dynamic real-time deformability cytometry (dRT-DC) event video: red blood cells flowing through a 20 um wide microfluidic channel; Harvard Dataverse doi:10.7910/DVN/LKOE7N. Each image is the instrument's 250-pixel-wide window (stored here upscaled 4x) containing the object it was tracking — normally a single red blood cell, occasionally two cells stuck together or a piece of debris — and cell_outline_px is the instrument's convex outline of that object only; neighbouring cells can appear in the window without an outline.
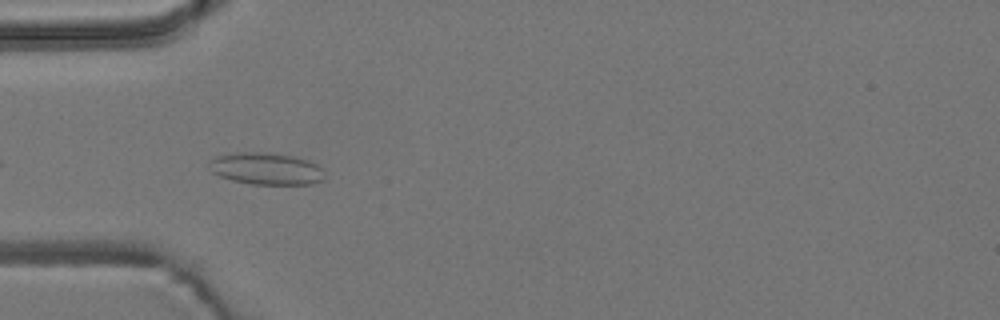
{"species": "common noctule bat (a hibernating species)", "species_latin": "Nyctalus noctula", "temperature_condition": "room temperature", "stored_images_in_passage": 9, "camera_frame_rate_fps": 3000, "um_per_image_px": 0.085, "animal": {"sex": "male", "body_mass_g": 19.2, "forearm_length_mm": 51.8}, "frame": {"image": 1, "passage_image": 4, "time_ms": 5.0, "image_size_px": [1000, 320], "cell_outline_px": [[324, 180], [312, 184], [252, 184], [232, 180], [220, 176], [212, 172], [208, 168], [208, 160], [216, 156], [236, 152], [272, 152], [296, 156], [308, 160], [316, 164], [324, 172]], "centroid_in_image_um": [22.61, 14.32], "position_along_channel_um": 62.4, "area_um2": 21.85}}
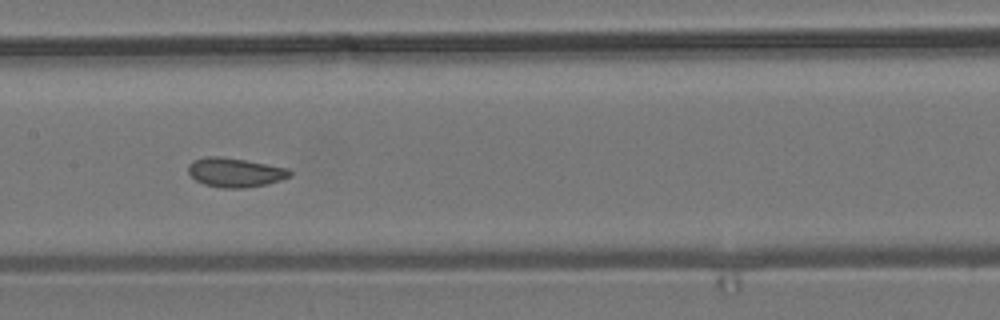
{"frame": {"image": 2, "passage_image": 7, "time_ms": 8.333, "image_size_px": [1000, 320], "cell_outline_px": [[292, 176], [268, 184], [244, 188], [220, 188], [204, 184], [196, 180], [188, 172], [188, 164], [192, 160], [204, 156], [220, 156], [244, 160], [288, 168], [292, 172]], "centroid_in_image_um": [19.97, 14.66], "position_along_channel_um": 187.4, "area_um2": 17.4}}
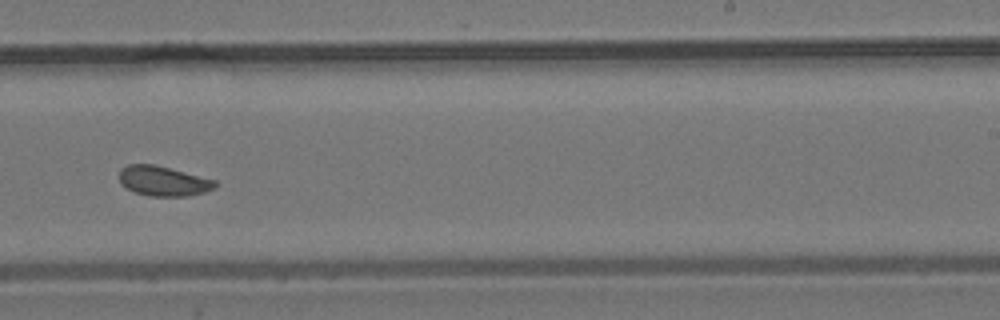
{"frame": {"image": 3, "passage_image": 9, "time_ms": 10.667, "image_size_px": [1000, 320], "cell_outline_px": [[216, 188], [204, 192], [188, 196], [148, 196], [132, 192], [120, 184], [120, 168], [128, 164], [156, 164], [216, 180]], "centroid_in_image_um": [13.86, 15.39], "position_along_channel_um": 275.1, "area_um2": 16.94}}